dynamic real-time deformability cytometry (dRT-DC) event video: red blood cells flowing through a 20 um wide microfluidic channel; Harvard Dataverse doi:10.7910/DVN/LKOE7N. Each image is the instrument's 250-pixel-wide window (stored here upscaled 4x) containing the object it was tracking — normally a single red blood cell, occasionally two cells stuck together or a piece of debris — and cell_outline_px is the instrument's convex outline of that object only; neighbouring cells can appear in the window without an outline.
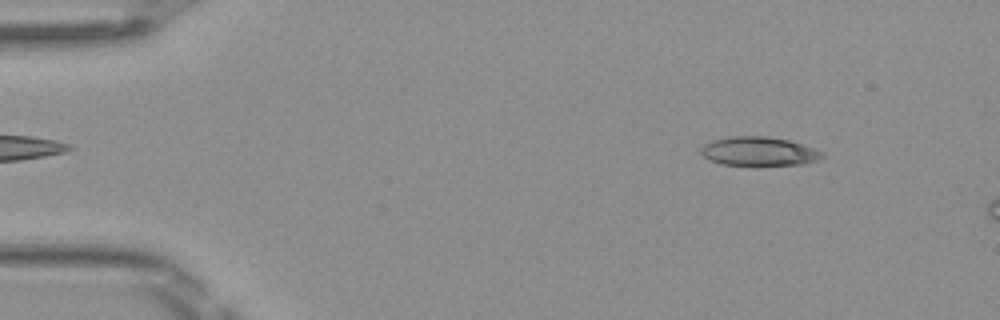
{"species": "Egyptian fruit bat (a non-hibernating species)", "species_latin": "Rousettus aegyptiacus", "temperature_condition": "room temperature", "stored_images_in_passage": 3, "camera_frame_rate_fps": 3000, "um_per_image_px": 0.085, "frame": {"image": 1, "passage_image": 1, "time_ms": 0.0, "image_size_px": [1000, 320], "cell_outline_px": [[824, 156], [816, 160], [804, 164], [760, 168], [720, 164], [708, 160], [700, 152], [700, 148], [704, 144], [712, 140], [732, 136], [764, 136], [788, 140], [816, 148], [824, 152]], "centroid_in_image_um": [64.5, 12.92], "position_along_channel_um": 20.5, "area_um2": 21.44}}